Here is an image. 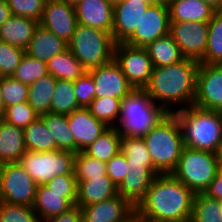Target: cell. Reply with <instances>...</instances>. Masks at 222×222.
<instances>
[{
  "label": "cell",
  "instance_id": "6da1fadb",
  "mask_svg": "<svg viewBox=\"0 0 222 222\" xmlns=\"http://www.w3.org/2000/svg\"><path fill=\"white\" fill-rule=\"evenodd\" d=\"M195 194L172 174H159L136 206V215L153 222L191 219Z\"/></svg>",
  "mask_w": 222,
  "mask_h": 222
},
{
  "label": "cell",
  "instance_id": "7a4b0ae2",
  "mask_svg": "<svg viewBox=\"0 0 222 222\" xmlns=\"http://www.w3.org/2000/svg\"><path fill=\"white\" fill-rule=\"evenodd\" d=\"M199 65L196 60L184 58L169 66L153 67L144 89L168 114L183 110L194 103Z\"/></svg>",
  "mask_w": 222,
  "mask_h": 222
},
{
  "label": "cell",
  "instance_id": "3957f363",
  "mask_svg": "<svg viewBox=\"0 0 222 222\" xmlns=\"http://www.w3.org/2000/svg\"><path fill=\"white\" fill-rule=\"evenodd\" d=\"M167 114L145 89H133L121 100L119 117L114 127L121 137L143 138Z\"/></svg>",
  "mask_w": 222,
  "mask_h": 222
},
{
  "label": "cell",
  "instance_id": "277c9868",
  "mask_svg": "<svg viewBox=\"0 0 222 222\" xmlns=\"http://www.w3.org/2000/svg\"><path fill=\"white\" fill-rule=\"evenodd\" d=\"M173 114L179 121L185 147L218 152L222 143V112L192 105Z\"/></svg>",
  "mask_w": 222,
  "mask_h": 222
},
{
  "label": "cell",
  "instance_id": "5b68a950",
  "mask_svg": "<svg viewBox=\"0 0 222 222\" xmlns=\"http://www.w3.org/2000/svg\"><path fill=\"white\" fill-rule=\"evenodd\" d=\"M154 169L158 174H171L183 151L182 130L174 114H167L143 137Z\"/></svg>",
  "mask_w": 222,
  "mask_h": 222
},
{
  "label": "cell",
  "instance_id": "8992f818",
  "mask_svg": "<svg viewBox=\"0 0 222 222\" xmlns=\"http://www.w3.org/2000/svg\"><path fill=\"white\" fill-rule=\"evenodd\" d=\"M116 42L111 33L78 24L68 49L90 71L114 60Z\"/></svg>",
  "mask_w": 222,
  "mask_h": 222
},
{
  "label": "cell",
  "instance_id": "52a82bcc",
  "mask_svg": "<svg viewBox=\"0 0 222 222\" xmlns=\"http://www.w3.org/2000/svg\"><path fill=\"white\" fill-rule=\"evenodd\" d=\"M219 170L217 153L184 147L171 173L194 194L204 193Z\"/></svg>",
  "mask_w": 222,
  "mask_h": 222
},
{
  "label": "cell",
  "instance_id": "ba28073f",
  "mask_svg": "<svg viewBox=\"0 0 222 222\" xmlns=\"http://www.w3.org/2000/svg\"><path fill=\"white\" fill-rule=\"evenodd\" d=\"M19 163L37 186L47 184L56 176L75 174V153L65 150L26 151Z\"/></svg>",
  "mask_w": 222,
  "mask_h": 222
},
{
  "label": "cell",
  "instance_id": "9c48e42d",
  "mask_svg": "<svg viewBox=\"0 0 222 222\" xmlns=\"http://www.w3.org/2000/svg\"><path fill=\"white\" fill-rule=\"evenodd\" d=\"M36 188L19 162L0 164V201L32 207Z\"/></svg>",
  "mask_w": 222,
  "mask_h": 222
},
{
  "label": "cell",
  "instance_id": "30bf717a",
  "mask_svg": "<svg viewBox=\"0 0 222 222\" xmlns=\"http://www.w3.org/2000/svg\"><path fill=\"white\" fill-rule=\"evenodd\" d=\"M114 60L134 89H144L148 85L153 65L145 47L116 43Z\"/></svg>",
  "mask_w": 222,
  "mask_h": 222
},
{
  "label": "cell",
  "instance_id": "8fae6325",
  "mask_svg": "<svg viewBox=\"0 0 222 222\" xmlns=\"http://www.w3.org/2000/svg\"><path fill=\"white\" fill-rule=\"evenodd\" d=\"M170 15L167 3L150 5L142 15L139 26L124 41L134 47H146L156 39L169 34Z\"/></svg>",
  "mask_w": 222,
  "mask_h": 222
},
{
  "label": "cell",
  "instance_id": "7c38bea8",
  "mask_svg": "<svg viewBox=\"0 0 222 222\" xmlns=\"http://www.w3.org/2000/svg\"><path fill=\"white\" fill-rule=\"evenodd\" d=\"M193 106L222 112V64L200 63Z\"/></svg>",
  "mask_w": 222,
  "mask_h": 222
},
{
  "label": "cell",
  "instance_id": "4fadbf2b",
  "mask_svg": "<svg viewBox=\"0 0 222 222\" xmlns=\"http://www.w3.org/2000/svg\"><path fill=\"white\" fill-rule=\"evenodd\" d=\"M208 22H170L169 34L184 58L199 63L205 58Z\"/></svg>",
  "mask_w": 222,
  "mask_h": 222
},
{
  "label": "cell",
  "instance_id": "5bb4252c",
  "mask_svg": "<svg viewBox=\"0 0 222 222\" xmlns=\"http://www.w3.org/2000/svg\"><path fill=\"white\" fill-rule=\"evenodd\" d=\"M87 72L94 80L95 98L112 97L122 100L134 89L115 60Z\"/></svg>",
  "mask_w": 222,
  "mask_h": 222
},
{
  "label": "cell",
  "instance_id": "9a60e30c",
  "mask_svg": "<svg viewBox=\"0 0 222 222\" xmlns=\"http://www.w3.org/2000/svg\"><path fill=\"white\" fill-rule=\"evenodd\" d=\"M82 222H130L136 207L121 195L80 208Z\"/></svg>",
  "mask_w": 222,
  "mask_h": 222
},
{
  "label": "cell",
  "instance_id": "2e32d148",
  "mask_svg": "<svg viewBox=\"0 0 222 222\" xmlns=\"http://www.w3.org/2000/svg\"><path fill=\"white\" fill-rule=\"evenodd\" d=\"M39 24L69 42L78 25L75 7L59 0H46Z\"/></svg>",
  "mask_w": 222,
  "mask_h": 222
},
{
  "label": "cell",
  "instance_id": "e0dca14e",
  "mask_svg": "<svg viewBox=\"0 0 222 222\" xmlns=\"http://www.w3.org/2000/svg\"><path fill=\"white\" fill-rule=\"evenodd\" d=\"M67 116L75 138V153L83 151L109 128L104 122L97 120L88 107H80Z\"/></svg>",
  "mask_w": 222,
  "mask_h": 222
},
{
  "label": "cell",
  "instance_id": "ac0fdd59",
  "mask_svg": "<svg viewBox=\"0 0 222 222\" xmlns=\"http://www.w3.org/2000/svg\"><path fill=\"white\" fill-rule=\"evenodd\" d=\"M149 6V3L132 0L114 5L112 36L116 43L124 42L135 31Z\"/></svg>",
  "mask_w": 222,
  "mask_h": 222
},
{
  "label": "cell",
  "instance_id": "d6986e66",
  "mask_svg": "<svg viewBox=\"0 0 222 222\" xmlns=\"http://www.w3.org/2000/svg\"><path fill=\"white\" fill-rule=\"evenodd\" d=\"M77 193H56L49 190L45 185L36 188L33 204L40 222L69 211L75 206Z\"/></svg>",
  "mask_w": 222,
  "mask_h": 222
},
{
  "label": "cell",
  "instance_id": "ffe728a7",
  "mask_svg": "<svg viewBox=\"0 0 222 222\" xmlns=\"http://www.w3.org/2000/svg\"><path fill=\"white\" fill-rule=\"evenodd\" d=\"M78 24L112 34L114 6L107 0H81L75 6Z\"/></svg>",
  "mask_w": 222,
  "mask_h": 222
},
{
  "label": "cell",
  "instance_id": "44dd1931",
  "mask_svg": "<svg viewBox=\"0 0 222 222\" xmlns=\"http://www.w3.org/2000/svg\"><path fill=\"white\" fill-rule=\"evenodd\" d=\"M67 49L68 42L39 24L25 49V53L34 59L47 62L53 56L61 54Z\"/></svg>",
  "mask_w": 222,
  "mask_h": 222
},
{
  "label": "cell",
  "instance_id": "7402d4cb",
  "mask_svg": "<svg viewBox=\"0 0 222 222\" xmlns=\"http://www.w3.org/2000/svg\"><path fill=\"white\" fill-rule=\"evenodd\" d=\"M77 182L78 189L75 206L80 208L111 199L118 195L116 185L107 175Z\"/></svg>",
  "mask_w": 222,
  "mask_h": 222
},
{
  "label": "cell",
  "instance_id": "603a6c76",
  "mask_svg": "<svg viewBox=\"0 0 222 222\" xmlns=\"http://www.w3.org/2000/svg\"><path fill=\"white\" fill-rule=\"evenodd\" d=\"M38 25L34 19L12 15L0 26V41L25 50Z\"/></svg>",
  "mask_w": 222,
  "mask_h": 222
},
{
  "label": "cell",
  "instance_id": "cb8c5ba5",
  "mask_svg": "<svg viewBox=\"0 0 222 222\" xmlns=\"http://www.w3.org/2000/svg\"><path fill=\"white\" fill-rule=\"evenodd\" d=\"M170 22H209L216 11L203 0H171Z\"/></svg>",
  "mask_w": 222,
  "mask_h": 222
},
{
  "label": "cell",
  "instance_id": "d4e9b609",
  "mask_svg": "<svg viewBox=\"0 0 222 222\" xmlns=\"http://www.w3.org/2000/svg\"><path fill=\"white\" fill-rule=\"evenodd\" d=\"M26 151L24 129L0 119V164L19 162Z\"/></svg>",
  "mask_w": 222,
  "mask_h": 222
},
{
  "label": "cell",
  "instance_id": "484cf974",
  "mask_svg": "<svg viewBox=\"0 0 222 222\" xmlns=\"http://www.w3.org/2000/svg\"><path fill=\"white\" fill-rule=\"evenodd\" d=\"M121 152L126 158L128 172H156L143 138L121 137Z\"/></svg>",
  "mask_w": 222,
  "mask_h": 222
},
{
  "label": "cell",
  "instance_id": "4316f807",
  "mask_svg": "<svg viewBox=\"0 0 222 222\" xmlns=\"http://www.w3.org/2000/svg\"><path fill=\"white\" fill-rule=\"evenodd\" d=\"M159 175L157 172H128L117 192L128 199L135 207L146 196L151 182Z\"/></svg>",
  "mask_w": 222,
  "mask_h": 222
},
{
  "label": "cell",
  "instance_id": "83f0119b",
  "mask_svg": "<svg viewBox=\"0 0 222 222\" xmlns=\"http://www.w3.org/2000/svg\"><path fill=\"white\" fill-rule=\"evenodd\" d=\"M153 67L169 66L184 59L170 34L156 39L146 47Z\"/></svg>",
  "mask_w": 222,
  "mask_h": 222
},
{
  "label": "cell",
  "instance_id": "f1b7e54d",
  "mask_svg": "<svg viewBox=\"0 0 222 222\" xmlns=\"http://www.w3.org/2000/svg\"><path fill=\"white\" fill-rule=\"evenodd\" d=\"M46 65L48 74L57 80L75 81L87 72L69 49L53 56L46 62Z\"/></svg>",
  "mask_w": 222,
  "mask_h": 222
},
{
  "label": "cell",
  "instance_id": "f546056e",
  "mask_svg": "<svg viewBox=\"0 0 222 222\" xmlns=\"http://www.w3.org/2000/svg\"><path fill=\"white\" fill-rule=\"evenodd\" d=\"M56 83L57 79L51 74H47L29 85L27 102L39 116L50 113L51 99Z\"/></svg>",
  "mask_w": 222,
  "mask_h": 222
},
{
  "label": "cell",
  "instance_id": "4dcf8cb0",
  "mask_svg": "<svg viewBox=\"0 0 222 222\" xmlns=\"http://www.w3.org/2000/svg\"><path fill=\"white\" fill-rule=\"evenodd\" d=\"M121 151V136L115 127H109L83 152L88 156L107 163Z\"/></svg>",
  "mask_w": 222,
  "mask_h": 222
},
{
  "label": "cell",
  "instance_id": "1f68e13d",
  "mask_svg": "<svg viewBox=\"0 0 222 222\" xmlns=\"http://www.w3.org/2000/svg\"><path fill=\"white\" fill-rule=\"evenodd\" d=\"M52 134L57 150L75 153V138L71 133L67 115L45 113L40 115Z\"/></svg>",
  "mask_w": 222,
  "mask_h": 222
},
{
  "label": "cell",
  "instance_id": "d6a6232c",
  "mask_svg": "<svg viewBox=\"0 0 222 222\" xmlns=\"http://www.w3.org/2000/svg\"><path fill=\"white\" fill-rule=\"evenodd\" d=\"M24 137L27 151L47 152L57 150L55 140L41 117H38L24 129Z\"/></svg>",
  "mask_w": 222,
  "mask_h": 222
},
{
  "label": "cell",
  "instance_id": "836d02e7",
  "mask_svg": "<svg viewBox=\"0 0 222 222\" xmlns=\"http://www.w3.org/2000/svg\"><path fill=\"white\" fill-rule=\"evenodd\" d=\"M80 108L77 103L73 81L57 80L51 99L50 113L69 115Z\"/></svg>",
  "mask_w": 222,
  "mask_h": 222
},
{
  "label": "cell",
  "instance_id": "e575fe53",
  "mask_svg": "<svg viewBox=\"0 0 222 222\" xmlns=\"http://www.w3.org/2000/svg\"><path fill=\"white\" fill-rule=\"evenodd\" d=\"M208 38L203 64H222V10L215 11L208 22Z\"/></svg>",
  "mask_w": 222,
  "mask_h": 222
},
{
  "label": "cell",
  "instance_id": "d590c367",
  "mask_svg": "<svg viewBox=\"0 0 222 222\" xmlns=\"http://www.w3.org/2000/svg\"><path fill=\"white\" fill-rule=\"evenodd\" d=\"M190 220L192 222H222L220 201L209 198L203 193L195 194Z\"/></svg>",
  "mask_w": 222,
  "mask_h": 222
},
{
  "label": "cell",
  "instance_id": "8d00e7d4",
  "mask_svg": "<svg viewBox=\"0 0 222 222\" xmlns=\"http://www.w3.org/2000/svg\"><path fill=\"white\" fill-rule=\"evenodd\" d=\"M120 104L121 99L102 97L95 98L88 108L97 120L104 122L108 127H114L119 117Z\"/></svg>",
  "mask_w": 222,
  "mask_h": 222
},
{
  "label": "cell",
  "instance_id": "74e56055",
  "mask_svg": "<svg viewBox=\"0 0 222 222\" xmlns=\"http://www.w3.org/2000/svg\"><path fill=\"white\" fill-rule=\"evenodd\" d=\"M47 74L46 62L34 59L25 53L12 77L21 83L30 85Z\"/></svg>",
  "mask_w": 222,
  "mask_h": 222
},
{
  "label": "cell",
  "instance_id": "f35d334b",
  "mask_svg": "<svg viewBox=\"0 0 222 222\" xmlns=\"http://www.w3.org/2000/svg\"><path fill=\"white\" fill-rule=\"evenodd\" d=\"M74 173L77 181L102 177L107 175L106 163L79 151L75 153Z\"/></svg>",
  "mask_w": 222,
  "mask_h": 222
},
{
  "label": "cell",
  "instance_id": "ab89813d",
  "mask_svg": "<svg viewBox=\"0 0 222 222\" xmlns=\"http://www.w3.org/2000/svg\"><path fill=\"white\" fill-rule=\"evenodd\" d=\"M40 117L37 112L29 105L27 101L12 104L4 108L3 115L0 119L10 125L25 129L33 121Z\"/></svg>",
  "mask_w": 222,
  "mask_h": 222
},
{
  "label": "cell",
  "instance_id": "60d3db41",
  "mask_svg": "<svg viewBox=\"0 0 222 222\" xmlns=\"http://www.w3.org/2000/svg\"><path fill=\"white\" fill-rule=\"evenodd\" d=\"M29 85L15 80L12 76L1 77V94L4 108L28 100Z\"/></svg>",
  "mask_w": 222,
  "mask_h": 222
},
{
  "label": "cell",
  "instance_id": "b9f144b4",
  "mask_svg": "<svg viewBox=\"0 0 222 222\" xmlns=\"http://www.w3.org/2000/svg\"><path fill=\"white\" fill-rule=\"evenodd\" d=\"M0 222H40L31 206L0 201Z\"/></svg>",
  "mask_w": 222,
  "mask_h": 222
},
{
  "label": "cell",
  "instance_id": "7bdbcfd3",
  "mask_svg": "<svg viewBox=\"0 0 222 222\" xmlns=\"http://www.w3.org/2000/svg\"><path fill=\"white\" fill-rule=\"evenodd\" d=\"M24 54L23 48L0 41V77L12 76Z\"/></svg>",
  "mask_w": 222,
  "mask_h": 222
},
{
  "label": "cell",
  "instance_id": "ee69618b",
  "mask_svg": "<svg viewBox=\"0 0 222 222\" xmlns=\"http://www.w3.org/2000/svg\"><path fill=\"white\" fill-rule=\"evenodd\" d=\"M46 0H11L9 7L14 16H23L38 22L42 19Z\"/></svg>",
  "mask_w": 222,
  "mask_h": 222
},
{
  "label": "cell",
  "instance_id": "f6af8a7d",
  "mask_svg": "<svg viewBox=\"0 0 222 222\" xmlns=\"http://www.w3.org/2000/svg\"><path fill=\"white\" fill-rule=\"evenodd\" d=\"M77 103L80 107H88L95 99L93 77L86 72L82 77L73 81Z\"/></svg>",
  "mask_w": 222,
  "mask_h": 222
},
{
  "label": "cell",
  "instance_id": "bcb514c9",
  "mask_svg": "<svg viewBox=\"0 0 222 222\" xmlns=\"http://www.w3.org/2000/svg\"><path fill=\"white\" fill-rule=\"evenodd\" d=\"M128 164L124 154L120 151L106 163L107 176L118 187L128 174Z\"/></svg>",
  "mask_w": 222,
  "mask_h": 222
},
{
  "label": "cell",
  "instance_id": "7dc6e473",
  "mask_svg": "<svg viewBox=\"0 0 222 222\" xmlns=\"http://www.w3.org/2000/svg\"><path fill=\"white\" fill-rule=\"evenodd\" d=\"M45 186L56 193H77L78 182L75 174L56 176Z\"/></svg>",
  "mask_w": 222,
  "mask_h": 222
},
{
  "label": "cell",
  "instance_id": "c3c4849f",
  "mask_svg": "<svg viewBox=\"0 0 222 222\" xmlns=\"http://www.w3.org/2000/svg\"><path fill=\"white\" fill-rule=\"evenodd\" d=\"M203 194L212 199L222 200V170H218L215 178L211 181Z\"/></svg>",
  "mask_w": 222,
  "mask_h": 222
},
{
  "label": "cell",
  "instance_id": "681fc988",
  "mask_svg": "<svg viewBox=\"0 0 222 222\" xmlns=\"http://www.w3.org/2000/svg\"><path fill=\"white\" fill-rule=\"evenodd\" d=\"M45 222H82L80 207L74 206L69 211L54 216Z\"/></svg>",
  "mask_w": 222,
  "mask_h": 222
},
{
  "label": "cell",
  "instance_id": "f907efd6",
  "mask_svg": "<svg viewBox=\"0 0 222 222\" xmlns=\"http://www.w3.org/2000/svg\"><path fill=\"white\" fill-rule=\"evenodd\" d=\"M12 16L9 3L0 0V26Z\"/></svg>",
  "mask_w": 222,
  "mask_h": 222
},
{
  "label": "cell",
  "instance_id": "816d5d0a",
  "mask_svg": "<svg viewBox=\"0 0 222 222\" xmlns=\"http://www.w3.org/2000/svg\"><path fill=\"white\" fill-rule=\"evenodd\" d=\"M216 11L222 10V0H203Z\"/></svg>",
  "mask_w": 222,
  "mask_h": 222
},
{
  "label": "cell",
  "instance_id": "f5cc1de1",
  "mask_svg": "<svg viewBox=\"0 0 222 222\" xmlns=\"http://www.w3.org/2000/svg\"><path fill=\"white\" fill-rule=\"evenodd\" d=\"M217 157H218L219 169L222 170V143L219 146V149H218V152H217Z\"/></svg>",
  "mask_w": 222,
  "mask_h": 222
},
{
  "label": "cell",
  "instance_id": "db71d44e",
  "mask_svg": "<svg viewBox=\"0 0 222 222\" xmlns=\"http://www.w3.org/2000/svg\"><path fill=\"white\" fill-rule=\"evenodd\" d=\"M3 111H4V104H3V97L1 94V77H0V118L3 115Z\"/></svg>",
  "mask_w": 222,
  "mask_h": 222
},
{
  "label": "cell",
  "instance_id": "11a10c76",
  "mask_svg": "<svg viewBox=\"0 0 222 222\" xmlns=\"http://www.w3.org/2000/svg\"><path fill=\"white\" fill-rule=\"evenodd\" d=\"M62 1L72 7H75L81 0H59Z\"/></svg>",
  "mask_w": 222,
  "mask_h": 222
},
{
  "label": "cell",
  "instance_id": "9f6ffc18",
  "mask_svg": "<svg viewBox=\"0 0 222 222\" xmlns=\"http://www.w3.org/2000/svg\"><path fill=\"white\" fill-rule=\"evenodd\" d=\"M132 1H141V2H146L149 3L150 5L157 3V0H132Z\"/></svg>",
  "mask_w": 222,
  "mask_h": 222
},
{
  "label": "cell",
  "instance_id": "6f0895ef",
  "mask_svg": "<svg viewBox=\"0 0 222 222\" xmlns=\"http://www.w3.org/2000/svg\"><path fill=\"white\" fill-rule=\"evenodd\" d=\"M111 5H116L118 3H121L123 0H107Z\"/></svg>",
  "mask_w": 222,
  "mask_h": 222
},
{
  "label": "cell",
  "instance_id": "680465c9",
  "mask_svg": "<svg viewBox=\"0 0 222 222\" xmlns=\"http://www.w3.org/2000/svg\"><path fill=\"white\" fill-rule=\"evenodd\" d=\"M136 222H153V221L142 219L136 215Z\"/></svg>",
  "mask_w": 222,
  "mask_h": 222
},
{
  "label": "cell",
  "instance_id": "91938a15",
  "mask_svg": "<svg viewBox=\"0 0 222 222\" xmlns=\"http://www.w3.org/2000/svg\"><path fill=\"white\" fill-rule=\"evenodd\" d=\"M158 2H162V3H169L171 0H157Z\"/></svg>",
  "mask_w": 222,
  "mask_h": 222
},
{
  "label": "cell",
  "instance_id": "94428289",
  "mask_svg": "<svg viewBox=\"0 0 222 222\" xmlns=\"http://www.w3.org/2000/svg\"><path fill=\"white\" fill-rule=\"evenodd\" d=\"M130 222H136V214L134 216V219L132 221H130Z\"/></svg>",
  "mask_w": 222,
  "mask_h": 222
}]
</instances>
